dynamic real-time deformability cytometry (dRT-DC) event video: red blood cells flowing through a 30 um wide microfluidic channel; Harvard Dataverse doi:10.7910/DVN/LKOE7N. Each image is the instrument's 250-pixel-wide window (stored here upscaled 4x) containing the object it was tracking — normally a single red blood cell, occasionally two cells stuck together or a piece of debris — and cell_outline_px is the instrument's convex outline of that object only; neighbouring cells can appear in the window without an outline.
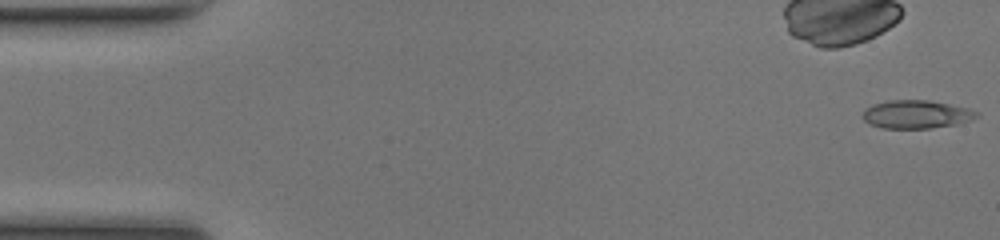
{"species": "common noctule bat (a hibernating species)", "species_latin": "Nyctalus noctula", "temperature_condition": "room temperature", "stored_images_in_passage": 49, "camera_frame_rate_fps": 3000, "um_per_image_px": 0.085, "animal": {"sex": "female", "body_mass_g": 17.0, "forearm_length_mm": 48.0}, "frame": {"image": 1, "passage_image": 1, "time_ms": 0.0, "image_size_px": [1000, 240], "cell_outline_px": [[980, 116], [972, 120], [956, 124], [932, 128], [880, 128], [868, 124], [864, 120], [864, 112], [872, 104], [888, 100], [928, 100], [968, 108], [980, 112]], "centroid_in_image_um": [77.92, 9.72], "position_along_channel_um": 7.1, "area_um2": 18.79}}
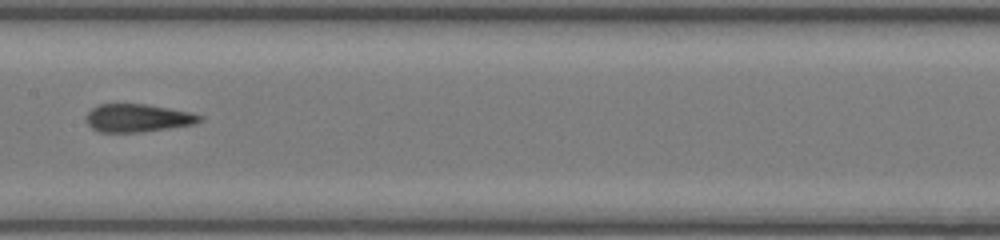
{"frame": {"image": 2, "passage_image": 25, "time_ms": 8.0, "image_size_px": [1000, 240], "cell_outline_px": [[204, 120], [196, 124], [140, 132], [100, 132], [92, 128], [88, 124], [88, 112], [92, 108], [100, 104], [144, 104], [168, 108], [188, 112], [204, 116]], "centroid_in_image_um": [11.75, 10.03], "position_along_channel_um": 195.7, "area_um2": 18.32}}
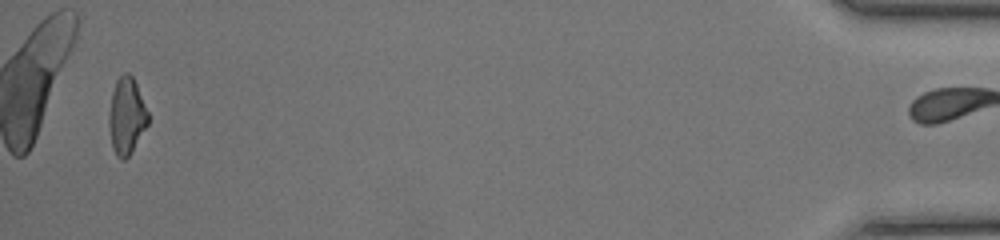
{"frame": {"image": 3, "passage_image": 48, "time_ms": 15.667, "image_size_px": [1000, 240], "cell_outline_px": [[148, 124], [132, 152], [124, 160], [120, 160], [116, 156], [112, 148], [108, 124], [108, 116], [112, 92], [116, 80], [124, 72], [128, 72], [132, 76], [136, 84], [148, 112]], "centroid_in_image_um": [10.74, 9.89], "position_along_channel_um": 424.5, "area_um2": 17.57}, "authors_computed_cell_mechanics": {"area_um2": 18.2648, "velocity_mm_per_s": 4.2085, "shape_relaxation_time_tau1_ms": 5.8359, "shape_relaxation_time_tau2_ms": 0.757, "deformation_change_tau1": 0.1908, "deformation_change_tau2": 0.0738}}